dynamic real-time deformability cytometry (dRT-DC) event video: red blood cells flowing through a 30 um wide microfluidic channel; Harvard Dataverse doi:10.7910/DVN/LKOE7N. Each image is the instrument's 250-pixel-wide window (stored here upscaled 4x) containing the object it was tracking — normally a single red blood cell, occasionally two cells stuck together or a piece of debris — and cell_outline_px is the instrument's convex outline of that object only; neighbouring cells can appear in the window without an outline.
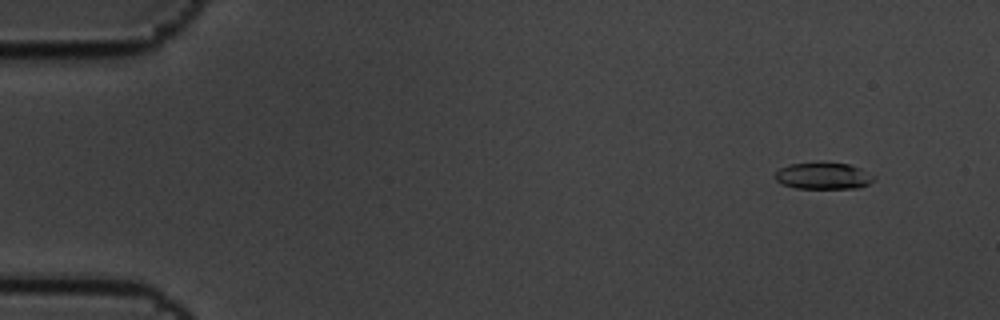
{"species": "common noctule bat (a hibernating species)", "species_latin": "Nyctalus noctula", "temperature_condition": "cold", "stored_images_in_passage": 5, "camera_frame_rate_fps": 3000, "um_per_image_px": 0.085, "animal": {"sex": "male", "body_mass_g": 19.5, "forearm_length_mm": 54.6}, "frame": {"image": 1, "passage_image": 2, "time_ms": 0.333, "image_size_px": [1000, 320], "cell_outline_px": [[876, 180], [860, 188], [796, 188], [784, 184], [776, 180], [772, 176], [780, 168], [788, 164], [848, 164], [860, 168], [872, 176]], "centroid_in_image_um": [69.96, 14.98], "position_along_channel_um": 15.0, "area_um2": 14.91}}
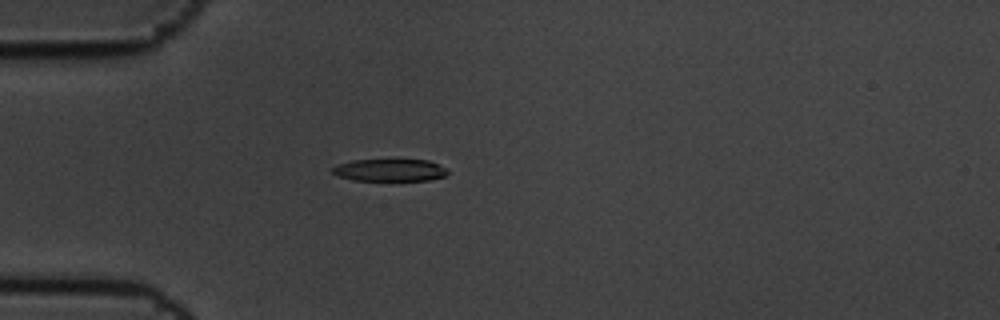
{"frame": {"image": 2, "passage_image": 5, "time_ms": 1.333, "image_size_px": [1000, 320], "cell_outline_px": [[448, 172], [444, 176], [428, 180], [352, 180], [340, 176], [332, 172], [332, 168], [336, 164], [352, 160], [428, 160], [448, 168]], "centroid_in_image_um": [33.13, 14.45], "position_along_channel_um": 51.9, "area_um2": 14.85}}